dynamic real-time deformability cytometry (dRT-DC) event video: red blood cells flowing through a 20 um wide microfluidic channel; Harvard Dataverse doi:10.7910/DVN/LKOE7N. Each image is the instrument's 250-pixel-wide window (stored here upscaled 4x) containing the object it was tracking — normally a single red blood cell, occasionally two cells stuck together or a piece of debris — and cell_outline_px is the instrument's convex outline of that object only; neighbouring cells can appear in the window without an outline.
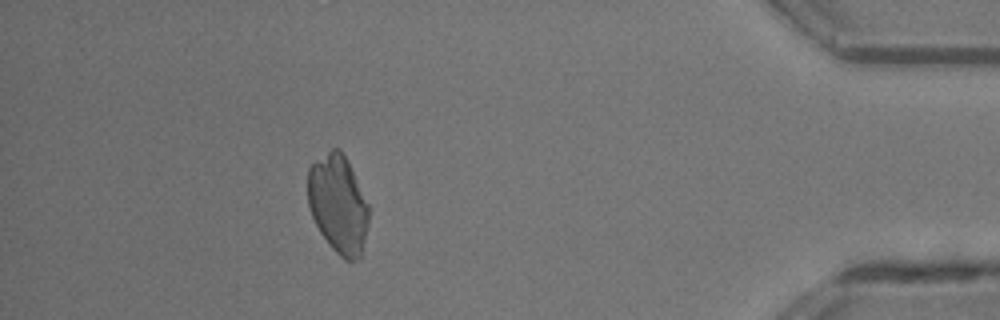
{"species": "common noctule bat (a hibernating species)", "species_latin": "Nyctalus noctula", "temperature_condition": "room temperature", "stored_images_in_passage": 41, "segment_of_instrument_passage": [1, 2], "camera_frame_rate_fps": 3000, "um_per_image_px": 0.085, "animal": {"sex": "male", "body_mass_g": 13.3}, "frame": {"image": 1, "passage_image": 35, "time_ms": 11.333, "image_size_px": [1000, 320], "cell_outline_px": [[368, 224], [360, 256], [352, 260], [344, 260], [332, 248], [320, 232], [308, 208], [308, 168], [316, 160], [332, 148], [340, 148], [368, 204]], "centroid_in_image_um": [28.71, 17.36], "position_along_channel_um": 406.5, "area_um2": 34.28}}